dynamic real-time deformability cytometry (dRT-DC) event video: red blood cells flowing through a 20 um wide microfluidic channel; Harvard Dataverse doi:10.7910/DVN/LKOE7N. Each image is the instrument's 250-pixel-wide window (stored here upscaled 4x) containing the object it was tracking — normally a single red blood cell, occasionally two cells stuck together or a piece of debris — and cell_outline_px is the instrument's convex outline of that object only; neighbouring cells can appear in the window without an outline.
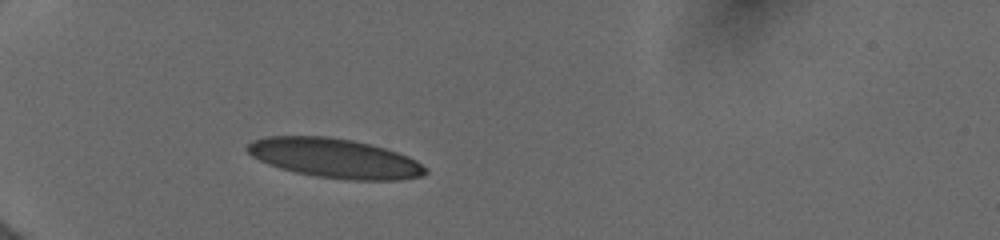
{"species": "human", "species_latin": "Homo sapiens", "temperature_condition": "cold", "stored_images_in_passage": 28, "camera_frame_rate_fps": 3000, "um_per_image_px": 0.085, "donor": {"sex": "female"}, "frame": {"image": 1, "passage_image": 1, "time_ms": 0.0, "image_size_px": [1000, 240], "cell_outline_px": [[428, 172], [420, 176], [400, 180], [348, 180], [316, 176], [296, 172], [280, 168], [268, 164], [252, 156], [244, 148], [252, 140], [268, 136], [328, 136], [352, 140], [384, 148], [408, 156], [416, 160], [428, 168]], "centroid_in_image_um": [28.45, 13.45], "position_along_channel_um": 56.6, "area_um2": 40.86}}
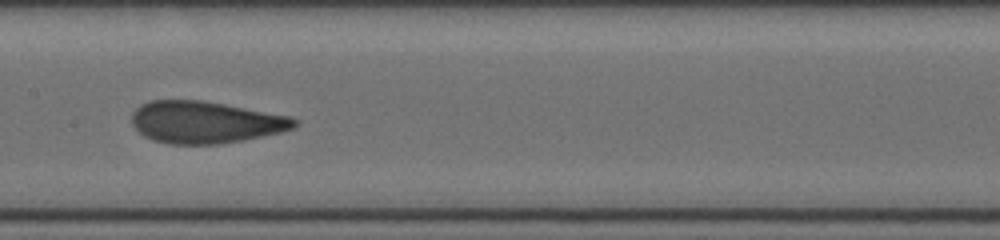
{"frame": {"image": 2, "passage_image": 18, "time_ms": 4.0, "image_size_px": [1000, 240], "cell_outline_px": [[296, 124], [292, 128], [280, 132], [244, 140], [220, 144], [168, 144], [152, 140], [144, 136], [132, 124], [132, 112], [140, 104], [148, 100], [200, 100], [224, 104], [288, 116], [296, 120]], "centroid_in_image_um": [17.39, 10.39], "position_along_channel_um": 190.0, "area_um2": 39.59}}
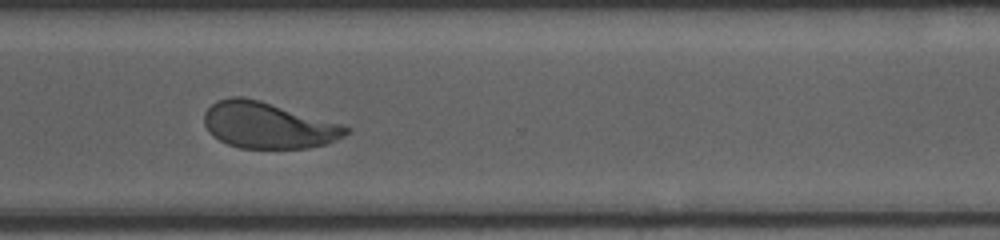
{"frame": {"image": 3, "passage_image": 27, "time_ms": 8.0, "image_size_px": [1000, 240], "cell_outline_px": [[352, 128], [344, 136], [328, 144], [308, 148], [240, 148], [228, 144], [212, 136], [208, 132], [204, 124], [204, 112], [216, 100], [232, 96], [244, 96], [260, 100], [340, 124]], "centroid_in_image_um": [22.75, 10.65], "position_along_channel_um": 347.8, "area_um2": 38.21}}